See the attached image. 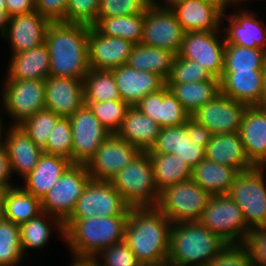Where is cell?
Here are the masks:
<instances>
[{
	"instance_id": "obj_26",
	"label": "cell",
	"mask_w": 266,
	"mask_h": 266,
	"mask_svg": "<svg viewBox=\"0 0 266 266\" xmlns=\"http://www.w3.org/2000/svg\"><path fill=\"white\" fill-rule=\"evenodd\" d=\"M239 133L249 160L266 167V117L256 106L246 109Z\"/></svg>"
},
{
	"instance_id": "obj_1",
	"label": "cell",
	"mask_w": 266,
	"mask_h": 266,
	"mask_svg": "<svg viewBox=\"0 0 266 266\" xmlns=\"http://www.w3.org/2000/svg\"><path fill=\"white\" fill-rule=\"evenodd\" d=\"M90 26L63 21L50 22L45 44L50 56L49 76L83 79L89 71Z\"/></svg>"
},
{
	"instance_id": "obj_28",
	"label": "cell",
	"mask_w": 266,
	"mask_h": 266,
	"mask_svg": "<svg viewBox=\"0 0 266 266\" xmlns=\"http://www.w3.org/2000/svg\"><path fill=\"white\" fill-rule=\"evenodd\" d=\"M161 126L143 114L136 106L129 107L116 135L146 152L154 145Z\"/></svg>"
},
{
	"instance_id": "obj_16",
	"label": "cell",
	"mask_w": 266,
	"mask_h": 266,
	"mask_svg": "<svg viewBox=\"0 0 266 266\" xmlns=\"http://www.w3.org/2000/svg\"><path fill=\"white\" fill-rule=\"evenodd\" d=\"M247 105L222 94L200 107L191 115L212 134L236 133L240 131Z\"/></svg>"
},
{
	"instance_id": "obj_60",
	"label": "cell",
	"mask_w": 266,
	"mask_h": 266,
	"mask_svg": "<svg viewBox=\"0 0 266 266\" xmlns=\"http://www.w3.org/2000/svg\"><path fill=\"white\" fill-rule=\"evenodd\" d=\"M71 266H96V264L88 260H74Z\"/></svg>"
},
{
	"instance_id": "obj_63",
	"label": "cell",
	"mask_w": 266,
	"mask_h": 266,
	"mask_svg": "<svg viewBox=\"0 0 266 266\" xmlns=\"http://www.w3.org/2000/svg\"><path fill=\"white\" fill-rule=\"evenodd\" d=\"M144 3H146L149 7L152 6H159V1L157 0H142Z\"/></svg>"
},
{
	"instance_id": "obj_43",
	"label": "cell",
	"mask_w": 266,
	"mask_h": 266,
	"mask_svg": "<svg viewBox=\"0 0 266 266\" xmlns=\"http://www.w3.org/2000/svg\"><path fill=\"white\" fill-rule=\"evenodd\" d=\"M85 105H88L101 124L111 134H116L119 130L126 111L129 108L123 100L85 102Z\"/></svg>"
},
{
	"instance_id": "obj_39",
	"label": "cell",
	"mask_w": 266,
	"mask_h": 266,
	"mask_svg": "<svg viewBox=\"0 0 266 266\" xmlns=\"http://www.w3.org/2000/svg\"><path fill=\"white\" fill-rule=\"evenodd\" d=\"M266 51L226 44L223 71L264 70Z\"/></svg>"
},
{
	"instance_id": "obj_40",
	"label": "cell",
	"mask_w": 266,
	"mask_h": 266,
	"mask_svg": "<svg viewBox=\"0 0 266 266\" xmlns=\"http://www.w3.org/2000/svg\"><path fill=\"white\" fill-rule=\"evenodd\" d=\"M23 256L20 226L0 217V266H17Z\"/></svg>"
},
{
	"instance_id": "obj_2",
	"label": "cell",
	"mask_w": 266,
	"mask_h": 266,
	"mask_svg": "<svg viewBox=\"0 0 266 266\" xmlns=\"http://www.w3.org/2000/svg\"><path fill=\"white\" fill-rule=\"evenodd\" d=\"M171 221L156 207H130L124 241L140 263L168 260Z\"/></svg>"
},
{
	"instance_id": "obj_33",
	"label": "cell",
	"mask_w": 266,
	"mask_h": 266,
	"mask_svg": "<svg viewBox=\"0 0 266 266\" xmlns=\"http://www.w3.org/2000/svg\"><path fill=\"white\" fill-rule=\"evenodd\" d=\"M154 183L160 193L169 186L191 180L192 168L177 154L148 153Z\"/></svg>"
},
{
	"instance_id": "obj_31",
	"label": "cell",
	"mask_w": 266,
	"mask_h": 266,
	"mask_svg": "<svg viewBox=\"0 0 266 266\" xmlns=\"http://www.w3.org/2000/svg\"><path fill=\"white\" fill-rule=\"evenodd\" d=\"M240 172L207 159L192 168L191 180L210 195H227Z\"/></svg>"
},
{
	"instance_id": "obj_11",
	"label": "cell",
	"mask_w": 266,
	"mask_h": 266,
	"mask_svg": "<svg viewBox=\"0 0 266 266\" xmlns=\"http://www.w3.org/2000/svg\"><path fill=\"white\" fill-rule=\"evenodd\" d=\"M4 86L1 102L13 125L45 109V80L6 79Z\"/></svg>"
},
{
	"instance_id": "obj_64",
	"label": "cell",
	"mask_w": 266,
	"mask_h": 266,
	"mask_svg": "<svg viewBox=\"0 0 266 266\" xmlns=\"http://www.w3.org/2000/svg\"><path fill=\"white\" fill-rule=\"evenodd\" d=\"M2 123H3V122H2V120H1V118H0V144L3 143V139H4V138L2 137V133H3V132H2V131H3V129H2V128H3V127H2ZM1 141H2V142H1Z\"/></svg>"
},
{
	"instance_id": "obj_14",
	"label": "cell",
	"mask_w": 266,
	"mask_h": 266,
	"mask_svg": "<svg viewBox=\"0 0 266 266\" xmlns=\"http://www.w3.org/2000/svg\"><path fill=\"white\" fill-rule=\"evenodd\" d=\"M218 32H185L178 55L199 62L214 78L220 80L224 69L226 43L224 36H217Z\"/></svg>"
},
{
	"instance_id": "obj_57",
	"label": "cell",
	"mask_w": 266,
	"mask_h": 266,
	"mask_svg": "<svg viewBox=\"0 0 266 266\" xmlns=\"http://www.w3.org/2000/svg\"><path fill=\"white\" fill-rule=\"evenodd\" d=\"M9 23V16L6 12V7H0V35H4L7 25Z\"/></svg>"
},
{
	"instance_id": "obj_44",
	"label": "cell",
	"mask_w": 266,
	"mask_h": 266,
	"mask_svg": "<svg viewBox=\"0 0 266 266\" xmlns=\"http://www.w3.org/2000/svg\"><path fill=\"white\" fill-rule=\"evenodd\" d=\"M43 152L72 162V129L68 117H60L57 120Z\"/></svg>"
},
{
	"instance_id": "obj_13",
	"label": "cell",
	"mask_w": 266,
	"mask_h": 266,
	"mask_svg": "<svg viewBox=\"0 0 266 266\" xmlns=\"http://www.w3.org/2000/svg\"><path fill=\"white\" fill-rule=\"evenodd\" d=\"M185 31L171 9L148 7L144 14L140 44L163 48L178 55Z\"/></svg>"
},
{
	"instance_id": "obj_66",
	"label": "cell",
	"mask_w": 266,
	"mask_h": 266,
	"mask_svg": "<svg viewBox=\"0 0 266 266\" xmlns=\"http://www.w3.org/2000/svg\"><path fill=\"white\" fill-rule=\"evenodd\" d=\"M0 7H6L5 0H0Z\"/></svg>"
},
{
	"instance_id": "obj_17",
	"label": "cell",
	"mask_w": 266,
	"mask_h": 266,
	"mask_svg": "<svg viewBox=\"0 0 266 266\" xmlns=\"http://www.w3.org/2000/svg\"><path fill=\"white\" fill-rule=\"evenodd\" d=\"M44 96L45 109L69 118L85 104L83 79L49 76Z\"/></svg>"
},
{
	"instance_id": "obj_5",
	"label": "cell",
	"mask_w": 266,
	"mask_h": 266,
	"mask_svg": "<svg viewBox=\"0 0 266 266\" xmlns=\"http://www.w3.org/2000/svg\"><path fill=\"white\" fill-rule=\"evenodd\" d=\"M112 186L130 207L156 206L160 193L155 183L147 152H141L111 179Z\"/></svg>"
},
{
	"instance_id": "obj_21",
	"label": "cell",
	"mask_w": 266,
	"mask_h": 266,
	"mask_svg": "<svg viewBox=\"0 0 266 266\" xmlns=\"http://www.w3.org/2000/svg\"><path fill=\"white\" fill-rule=\"evenodd\" d=\"M220 92L248 107L257 106L265 98L264 70L223 71Z\"/></svg>"
},
{
	"instance_id": "obj_56",
	"label": "cell",
	"mask_w": 266,
	"mask_h": 266,
	"mask_svg": "<svg viewBox=\"0 0 266 266\" xmlns=\"http://www.w3.org/2000/svg\"><path fill=\"white\" fill-rule=\"evenodd\" d=\"M204 1L213 5L215 8L220 10L223 14L226 12L227 6H229L230 4H233V3L234 4L237 3L235 0H204Z\"/></svg>"
},
{
	"instance_id": "obj_30",
	"label": "cell",
	"mask_w": 266,
	"mask_h": 266,
	"mask_svg": "<svg viewBox=\"0 0 266 266\" xmlns=\"http://www.w3.org/2000/svg\"><path fill=\"white\" fill-rule=\"evenodd\" d=\"M7 79H40L49 77L50 56L45 43L21 53L12 54Z\"/></svg>"
},
{
	"instance_id": "obj_20",
	"label": "cell",
	"mask_w": 266,
	"mask_h": 266,
	"mask_svg": "<svg viewBox=\"0 0 266 266\" xmlns=\"http://www.w3.org/2000/svg\"><path fill=\"white\" fill-rule=\"evenodd\" d=\"M50 21L34 10L9 17L2 38H8L13 54L21 53L45 43V33ZM10 25V26H9Z\"/></svg>"
},
{
	"instance_id": "obj_29",
	"label": "cell",
	"mask_w": 266,
	"mask_h": 266,
	"mask_svg": "<svg viewBox=\"0 0 266 266\" xmlns=\"http://www.w3.org/2000/svg\"><path fill=\"white\" fill-rule=\"evenodd\" d=\"M71 164L66 158L43 152L32 172L24 178L23 189L42 200Z\"/></svg>"
},
{
	"instance_id": "obj_19",
	"label": "cell",
	"mask_w": 266,
	"mask_h": 266,
	"mask_svg": "<svg viewBox=\"0 0 266 266\" xmlns=\"http://www.w3.org/2000/svg\"><path fill=\"white\" fill-rule=\"evenodd\" d=\"M121 100L136 106L145 96L162 89L166 81L156 73L140 71L127 64L111 69Z\"/></svg>"
},
{
	"instance_id": "obj_38",
	"label": "cell",
	"mask_w": 266,
	"mask_h": 266,
	"mask_svg": "<svg viewBox=\"0 0 266 266\" xmlns=\"http://www.w3.org/2000/svg\"><path fill=\"white\" fill-rule=\"evenodd\" d=\"M84 101H118L121 100L111 70H96L90 68L83 78Z\"/></svg>"
},
{
	"instance_id": "obj_3",
	"label": "cell",
	"mask_w": 266,
	"mask_h": 266,
	"mask_svg": "<svg viewBox=\"0 0 266 266\" xmlns=\"http://www.w3.org/2000/svg\"><path fill=\"white\" fill-rule=\"evenodd\" d=\"M128 216L93 217L65 221L64 239L73 260L92 261L106 247L124 240Z\"/></svg>"
},
{
	"instance_id": "obj_23",
	"label": "cell",
	"mask_w": 266,
	"mask_h": 266,
	"mask_svg": "<svg viewBox=\"0 0 266 266\" xmlns=\"http://www.w3.org/2000/svg\"><path fill=\"white\" fill-rule=\"evenodd\" d=\"M185 32L220 30L221 20L227 17L204 0H187L171 8Z\"/></svg>"
},
{
	"instance_id": "obj_49",
	"label": "cell",
	"mask_w": 266,
	"mask_h": 266,
	"mask_svg": "<svg viewBox=\"0 0 266 266\" xmlns=\"http://www.w3.org/2000/svg\"><path fill=\"white\" fill-rule=\"evenodd\" d=\"M252 266H266V225L248 231L243 243Z\"/></svg>"
},
{
	"instance_id": "obj_42",
	"label": "cell",
	"mask_w": 266,
	"mask_h": 266,
	"mask_svg": "<svg viewBox=\"0 0 266 266\" xmlns=\"http://www.w3.org/2000/svg\"><path fill=\"white\" fill-rule=\"evenodd\" d=\"M219 80L214 78L199 62L176 55L166 84H183L197 81Z\"/></svg>"
},
{
	"instance_id": "obj_10",
	"label": "cell",
	"mask_w": 266,
	"mask_h": 266,
	"mask_svg": "<svg viewBox=\"0 0 266 266\" xmlns=\"http://www.w3.org/2000/svg\"><path fill=\"white\" fill-rule=\"evenodd\" d=\"M130 206L110 181L90 179L66 221L93 217L128 216Z\"/></svg>"
},
{
	"instance_id": "obj_50",
	"label": "cell",
	"mask_w": 266,
	"mask_h": 266,
	"mask_svg": "<svg viewBox=\"0 0 266 266\" xmlns=\"http://www.w3.org/2000/svg\"><path fill=\"white\" fill-rule=\"evenodd\" d=\"M205 266H252L249 253L243 244H227Z\"/></svg>"
},
{
	"instance_id": "obj_53",
	"label": "cell",
	"mask_w": 266,
	"mask_h": 266,
	"mask_svg": "<svg viewBox=\"0 0 266 266\" xmlns=\"http://www.w3.org/2000/svg\"><path fill=\"white\" fill-rule=\"evenodd\" d=\"M205 148L204 146L195 145L190 141L189 137H185V146L182 151L177 152V155L193 168L205 159Z\"/></svg>"
},
{
	"instance_id": "obj_6",
	"label": "cell",
	"mask_w": 266,
	"mask_h": 266,
	"mask_svg": "<svg viewBox=\"0 0 266 266\" xmlns=\"http://www.w3.org/2000/svg\"><path fill=\"white\" fill-rule=\"evenodd\" d=\"M199 222L227 244H242L250 230L241 208L228 195H211Z\"/></svg>"
},
{
	"instance_id": "obj_48",
	"label": "cell",
	"mask_w": 266,
	"mask_h": 266,
	"mask_svg": "<svg viewBox=\"0 0 266 266\" xmlns=\"http://www.w3.org/2000/svg\"><path fill=\"white\" fill-rule=\"evenodd\" d=\"M148 7L142 0H100L98 17L145 14Z\"/></svg>"
},
{
	"instance_id": "obj_18",
	"label": "cell",
	"mask_w": 266,
	"mask_h": 266,
	"mask_svg": "<svg viewBox=\"0 0 266 266\" xmlns=\"http://www.w3.org/2000/svg\"><path fill=\"white\" fill-rule=\"evenodd\" d=\"M135 44L120 37H109L97 33L92 27L88 34L89 68L111 70L124 65Z\"/></svg>"
},
{
	"instance_id": "obj_59",
	"label": "cell",
	"mask_w": 266,
	"mask_h": 266,
	"mask_svg": "<svg viewBox=\"0 0 266 266\" xmlns=\"http://www.w3.org/2000/svg\"><path fill=\"white\" fill-rule=\"evenodd\" d=\"M185 1H187V0H164L165 5L161 6V4L159 3V7H162L165 9H171L172 7L180 4L181 2H185Z\"/></svg>"
},
{
	"instance_id": "obj_22",
	"label": "cell",
	"mask_w": 266,
	"mask_h": 266,
	"mask_svg": "<svg viewBox=\"0 0 266 266\" xmlns=\"http://www.w3.org/2000/svg\"><path fill=\"white\" fill-rule=\"evenodd\" d=\"M136 107L162 128L183 125L191 117L166 85L145 96Z\"/></svg>"
},
{
	"instance_id": "obj_55",
	"label": "cell",
	"mask_w": 266,
	"mask_h": 266,
	"mask_svg": "<svg viewBox=\"0 0 266 266\" xmlns=\"http://www.w3.org/2000/svg\"><path fill=\"white\" fill-rule=\"evenodd\" d=\"M11 167L7 149L4 144H0V185L13 186L10 183Z\"/></svg>"
},
{
	"instance_id": "obj_67",
	"label": "cell",
	"mask_w": 266,
	"mask_h": 266,
	"mask_svg": "<svg viewBox=\"0 0 266 266\" xmlns=\"http://www.w3.org/2000/svg\"><path fill=\"white\" fill-rule=\"evenodd\" d=\"M235 1L239 4V3H241V1H246V0H235Z\"/></svg>"
},
{
	"instance_id": "obj_34",
	"label": "cell",
	"mask_w": 266,
	"mask_h": 266,
	"mask_svg": "<svg viewBox=\"0 0 266 266\" xmlns=\"http://www.w3.org/2000/svg\"><path fill=\"white\" fill-rule=\"evenodd\" d=\"M166 86L180 101L182 107L190 114V116L220 93V80L166 84Z\"/></svg>"
},
{
	"instance_id": "obj_52",
	"label": "cell",
	"mask_w": 266,
	"mask_h": 266,
	"mask_svg": "<svg viewBox=\"0 0 266 266\" xmlns=\"http://www.w3.org/2000/svg\"><path fill=\"white\" fill-rule=\"evenodd\" d=\"M189 139L195 145L206 147L210 142L212 133L205 126L200 125L192 116L183 124Z\"/></svg>"
},
{
	"instance_id": "obj_37",
	"label": "cell",
	"mask_w": 266,
	"mask_h": 266,
	"mask_svg": "<svg viewBox=\"0 0 266 266\" xmlns=\"http://www.w3.org/2000/svg\"><path fill=\"white\" fill-rule=\"evenodd\" d=\"M49 219L52 221L51 224L53 223L54 227L56 226L62 237H64L63 223L57 217L42 212L37 217L20 225L21 247L23 254H25V251L30 248L40 249L47 244L50 239L51 232L53 231L51 228L53 225L47 222Z\"/></svg>"
},
{
	"instance_id": "obj_62",
	"label": "cell",
	"mask_w": 266,
	"mask_h": 266,
	"mask_svg": "<svg viewBox=\"0 0 266 266\" xmlns=\"http://www.w3.org/2000/svg\"><path fill=\"white\" fill-rule=\"evenodd\" d=\"M266 117V99L264 98L257 106H256Z\"/></svg>"
},
{
	"instance_id": "obj_15",
	"label": "cell",
	"mask_w": 266,
	"mask_h": 266,
	"mask_svg": "<svg viewBox=\"0 0 266 266\" xmlns=\"http://www.w3.org/2000/svg\"><path fill=\"white\" fill-rule=\"evenodd\" d=\"M142 151L127 141L111 134L85 165L93 180L110 179L129 165Z\"/></svg>"
},
{
	"instance_id": "obj_24",
	"label": "cell",
	"mask_w": 266,
	"mask_h": 266,
	"mask_svg": "<svg viewBox=\"0 0 266 266\" xmlns=\"http://www.w3.org/2000/svg\"><path fill=\"white\" fill-rule=\"evenodd\" d=\"M205 159L244 172L256 167L248 158L240 133L213 134Z\"/></svg>"
},
{
	"instance_id": "obj_4",
	"label": "cell",
	"mask_w": 266,
	"mask_h": 266,
	"mask_svg": "<svg viewBox=\"0 0 266 266\" xmlns=\"http://www.w3.org/2000/svg\"><path fill=\"white\" fill-rule=\"evenodd\" d=\"M226 245L199 221L172 224L168 260L174 266H205Z\"/></svg>"
},
{
	"instance_id": "obj_7",
	"label": "cell",
	"mask_w": 266,
	"mask_h": 266,
	"mask_svg": "<svg viewBox=\"0 0 266 266\" xmlns=\"http://www.w3.org/2000/svg\"><path fill=\"white\" fill-rule=\"evenodd\" d=\"M210 197L193 180H188L161 191L156 207L172 224L199 221Z\"/></svg>"
},
{
	"instance_id": "obj_32",
	"label": "cell",
	"mask_w": 266,
	"mask_h": 266,
	"mask_svg": "<svg viewBox=\"0 0 266 266\" xmlns=\"http://www.w3.org/2000/svg\"><path fill=\"white\" fill-rule=\"evenodd\" d=\"M175 57L176 54L167 49L135 44L126 64L136 70L156 73L166 81Z\"/></svg>"
},
{
	"instance_id": "obj_46",
	"label": "cell",
	"mask_w": 266,
	"mask_h": 266,
	"mask_svg": "<svg viewBox=\"0 0 266 266\" xmlns=\"http://www.w3.org/2000/svg\"><path fill=\"white\" fill-rule=\"evenodd\" d=\"M99 255V258L92 260L96 266H139L141 264L124 240L106 247Z\"/></svg>"
},
{
	"instance_id": "obj_36",
	"label": "cell",
	"mask_w": 266,
	"mask_h": 266,
	"mask_svg": "<svg viewBox=\"0 0 266 266\" xmlns=\"http://www.w3.org/2000/svg\"><path fill=\"white\" fill-rule=\"evenodd\" d=\"M143 22L144 14L98 17L91 27L101 35L120 37L131 41L133 44H140Z\"/></svg>"
},
{
	"instance_id": "obj_25",
	"label": "cell",
	"mask_w": 266,
	"mask_h": 266,
	"mask_svg": "<svg viewBox=\"0 0 266 266\" xmlns=\"http://www.w3.org/2000/svg\"><path fill=\"white\" fill-rule=\"evenodd\" d=\"M3 144L7 149L11 172L23 178L37 165L43 150L38 147L20 125H11Z\"/></svg>"
},
{
	"instance_id": "obj_12",
	"label": "cell",
	"mask_w": 266,
	"mask_h": 266,
	"mask_svg": "<svg viewBox=\"0 0 266 266\" xmlns=\"http://www.w3.org/2000/svg\"><path fill=\"white\" fill-rule=\"evenodd\" d=\"M72 129V164L86 165L111 135L88 105L69 117Z\"/></svg>"
},
{
	"instance_id": "obj_9",
	"label": "cell",
	"mask_w": 266,
	"mask_h": 266,
	"mask_svg": "<svg viewBox=\"0 0 266 266\" xmlns=\"http://www.w3.org/2000/svg\"><path fill=\"white\" fill-rule=\"evenodd\" d=\"M90 179L84 164H71L41 200L42 212L64 223L74 211Z\"/></svg>"
},
{
	"instance_id": "obj_65",
	"label": "cell",
	"mask_w": 266,
	"mask_h": 266,
	"mask_svg": "<svg viewBox=\"0 0 266 266\" xmlns=\"http://www.w3.org/2000/svg\"><path fill=\"white\" fill-rule=\"evenodd\" d=\"M264 79H265V99H266V55H265V63H264Z\"/></svg>"
},
{
	"instance_id": "obj_45",
	"label": "cell",
	"mask_w": 266,
	"mask_h": 266,
	"mask_svg": "<svg viewBox=\"0 0 266 266\" xmlns=\"http://www.w3.org/2000/svg\"><path fill=\"white\" fill-rule=\"evenodd\" d=\"M185 137H189L184 125L161 128L154 145L147 153L177 154L185 146Z\"/></svg>"
},
{
	"instance_id": "obj_27",
	"label": "cell",
	"mask_w": 266,
	"mask_h": 266,
	"mask_svg": "<svg viewBox=\"0 0 266 266\" xmlns=\"http://www.w3.org/2000/svg\"><path fill=\"white\" fill-rule=\"evenodd\" d=\"M240 12V13H239ZM229 26L224 30L226 44H235L266 51V30L255 15L241 9L236 14L229 15Z\"/></svg>"
},
{
	"instance_id": "obj_8",
	"label": "cell",
	"mask_w": 266,
	"mask_h": 266,
	"mask_svg": "<svg viewBox=\"0 0 266 266\" xmlns=\"http://www.w3.org/2000/svg\"><path fill=\"white\" fill-rule=\"evenodd\" d=\"M266 167L240 172L227 195L241 208L247 226L266 225Z\"/></svg>"
},
{
	"instance_id": "obj_47",
	"label": "cell",
	"mask_w": 266,
	"mask_h": 266,
	"mask_svg": "<svg viewBox=\"0 0 266 266\" xmlns=\"http://www.w3.org/2000/svg\"><path fill=\"white\" fill-rule=\"evenodd\" d=\"M100 0H68L65 22L92 26L98 19Z\"/></svg>"
},
{
	"instance_id": "obj_35",
	"label": "cell",
	"mask_w": 266,
	"mask_h": 266,
	"mask_svg": "<svg viewBox=\"0 0 266 266\" xmlns=\"http://www.w3.org/2000/svg\"><path fill=\"white\" fill-rule=\"evenodd\" d=\"M42 213L41 200L23 188L11 187L5 195L3 217L21 225Z\"/></svg>"
},
{
	"instance_id": "obj_58",
	"label": "cell",
	"mask_w": 266,
	"mask_h": 266,
	"mask_svg": "<svg viewBox=\"0 0 266 266\" xmlns=\"http://www.w3.org/2000/svg\"><path fill=\"white\" fill-rule=\"evenodd\" d=\"M11 187L13 186L0 185V217L3 216V212H4L5 195L8 189Z\"/></svg>"
},
{
	"instance_id": "obj_41",
	"label": "cell",
	"mask_w": 266,
	"mask_h": 266,
	"mask_svg": "<svg viewBox=\"0 0 266 266\" xmlns=\"http://www.w3.org/2000/svg\"><path fill=\"white\" fill-rule=\"evenodd\" d=\"M59 118L60 116L51 110L42 109L19 125L29 138L43 150Z\"/></svg>"
},
{
	"instance_id": "obj_51",
	"label": "cell",
	"mask_w": 266,
	"mask_h": 266,
	"mask_svg": "<svg viewBox=\"0 0 266 266\" xmlns=\"http://www.w3.org/2000/svg\"><path fill=\"white\" fill-rule=\"evenodd\" d=\"M68 0H35V10L50 22H65Z\"/></svg>"
},
{
	"instance_id": "obj_54",
	"label": "cell",
	"mask_w": 266,
	"mask_h": 266,
	"mask_svg": "<svg viewBox=\"0 0 266 266\" xmlns=\"http://www.w3.org/2000/svg\"><path fill=\"white\" fill-rule=\"evenodd\" d=\"M9 17L25 14L35 10V0H5Z\"/></svg>"
},
{
	"instance_id": "obj_61",
	"label": "cell",
	"mask_w": 266,
	"mask_h": 266,
	"mask_svg": "<svg viewBox=\"0 0 266 266\" xmlns=\"http://www.w3.org/2000/svg\"><path fill=\"white\" fill-rule=\"evenodd\" d=\"M139 266H174L169 260L157 263H141Z\"/></svg>"
}]
</instances>
